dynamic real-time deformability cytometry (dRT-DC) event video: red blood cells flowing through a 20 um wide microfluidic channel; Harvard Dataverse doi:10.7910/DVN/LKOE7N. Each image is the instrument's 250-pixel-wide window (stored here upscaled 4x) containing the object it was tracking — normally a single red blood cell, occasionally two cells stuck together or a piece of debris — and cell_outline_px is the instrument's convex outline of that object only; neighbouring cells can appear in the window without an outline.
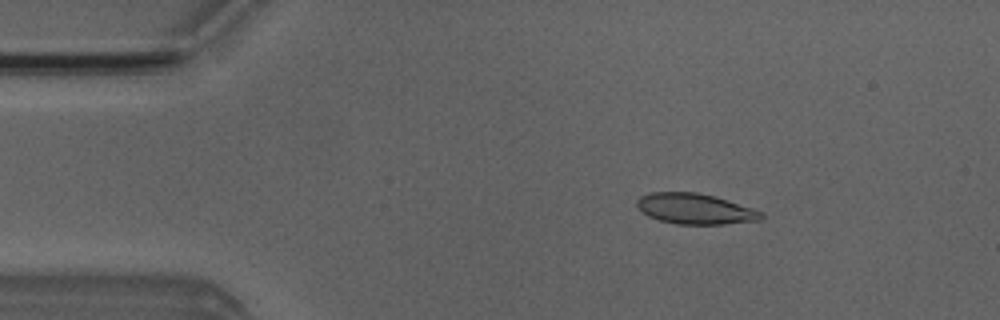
{"species": "Egyptian fruit bat (a non-hibernating species)", "species_latin": "Rousettus aegyptiacus", "temperature_condition": "room temperature", "stored_images_in_passage": 6, "camera_frame_rate_fps": 3000, "um_per_image_px": 0.085, "animal": {"sex": "male"}, "frame": {"image": 1, "passage_image": 2, "time_ms": 1.0, "image_size_px": [1000, 320], "cell_outline_px": [[764, 216], [760, 220], [724, 224], [676, 224], [660, 220], [648, 216], [636, 204], [636, 200], [640, 196], [648, 192], [696, 192], [716, 196], [764, 212]], "centroid_in_image_um": [59.09, 17.74], "position_along_channel_um": 25.9, "area_um2": 22.2}}